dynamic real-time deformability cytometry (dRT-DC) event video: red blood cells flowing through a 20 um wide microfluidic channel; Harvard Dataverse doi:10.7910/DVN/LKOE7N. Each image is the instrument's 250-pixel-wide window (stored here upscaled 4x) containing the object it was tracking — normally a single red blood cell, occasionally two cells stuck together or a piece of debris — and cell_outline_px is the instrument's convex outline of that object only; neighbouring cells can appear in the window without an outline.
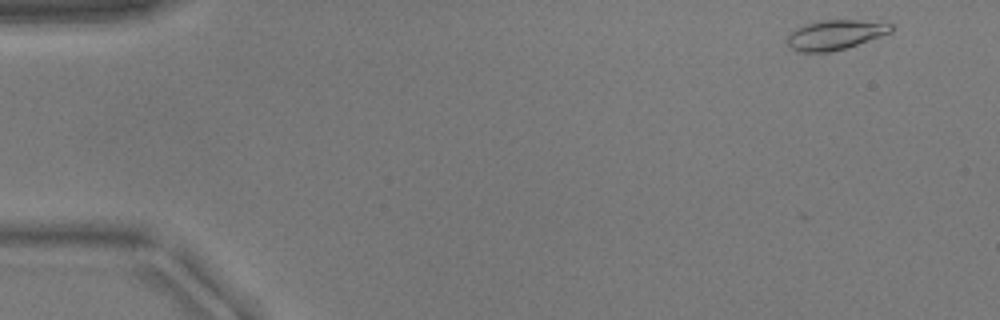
{"species": "common noctule bat (a hibernating species)", "species_latin": "Nyctalus noctula", "temperature_condition": "warm", "stored_images_in_passage": 49, "camera_frame_rate_fps": 3000, "um_per_image_px": 0.085, "animal": {"sex": "male", "body_mass_g": 17.9}, "frame": {"image": 1, "passage_image": 1, "time_ms": 0.0, "image_size_px": [1000, 320], "cell_outline_px": [[892, 32], [844, 48], [828, 52], [796, 52], [788, 44], [788, 32], [804, 24], [824, 20], [860, 20], [892, 24]], "centroid_in_image_um": [70.94, 2.95], "position_along_channel_um": 14.1, "area_um2": 17.74}}
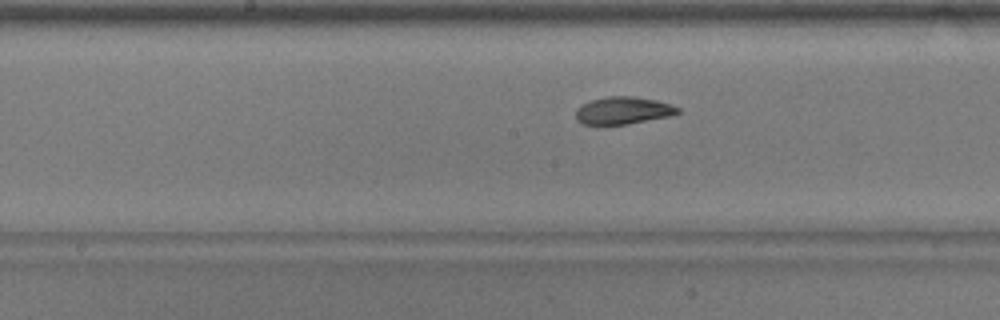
{"frame": {"image": 2, "passage_image": 24, "time_ms": 7.667, "image_size_px": [1000, 320], "cell_outline_px": [[680, 112], [668, 116], [628, 124], [584, 124], [576, 120], [576, 108], [580, 104], [592, 100], [608, 96], [636, 96], [656, 100], [680, 108]], "centroid_in_image_um": [52.93, 9.38], "position_along_channel_um": 195.3, "area_um2": 16.18}}
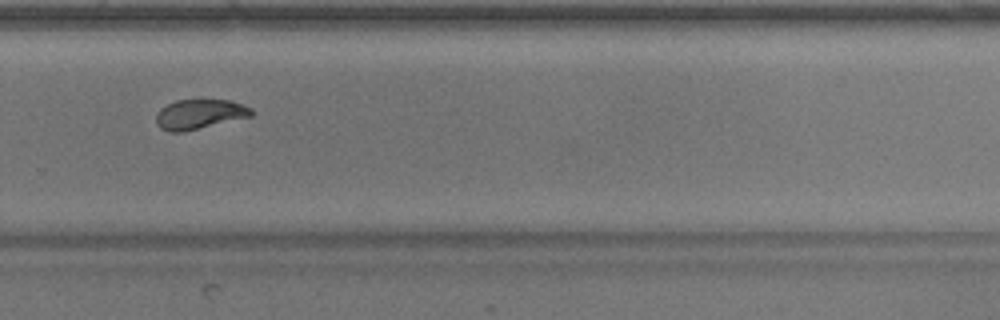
{"frame": {"image": 3, "passage_image": 33, "time_ms": 10.667, "image_size_px": [1000, 320], "cell_outline_px": [[252, 116], [184, 132], [168, 132], [160, 128], [156, 124], [156, 116], [160, 108], [176, 100], [228, 100], [252, 108]], "centroid_in_image_um": [16.92, 9.72], "position_along_channel_um": 312.9, "area_um2": 16.47}}